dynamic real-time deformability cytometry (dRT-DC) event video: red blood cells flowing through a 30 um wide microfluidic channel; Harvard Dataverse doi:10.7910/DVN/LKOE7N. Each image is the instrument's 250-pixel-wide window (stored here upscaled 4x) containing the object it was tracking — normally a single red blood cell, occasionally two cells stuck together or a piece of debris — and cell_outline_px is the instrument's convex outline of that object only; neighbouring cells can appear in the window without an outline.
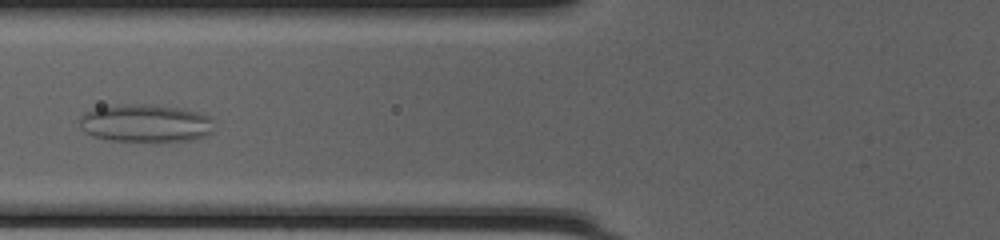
{"species": "common noctule bat (a hibernating species)", "species_latin": "Nyctalus noctula", "temperature_condition": "cold", "stored_images_in_passage": 47, "camera_frame_rate_fps": 3000, "um_per_image_px": 0.085, "animal": {"sex": "female", "body_mass_g": 20.0, "forearm_length_mm": 54.0}, "frame": {"image": 1, "passage_image": 17, "time_ms": 5.333, "image_size_px": [1000, 240], "cell_outline_px": [[216, 132], [208, 136], [196, 140], [108, 140], [92, 136], [84, 132], [80, 128], [80, 116], [84, 112], [96, 108], [128, 104], [148, 104], [176, 108], [196, 112], [212, 116]], "centroid_in_image_um": [12.42, 10.48], "position_along_channel_um": 113.4, "area_um2": 29.71}}
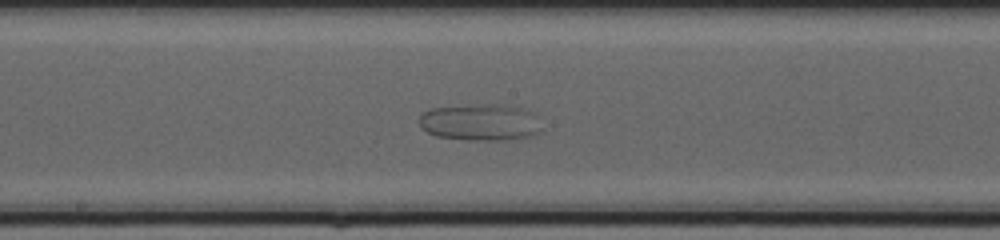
{"frame": {"image": 2, "passage_image": 24, "time_ms": 7.667, "image_size_px": [1000, 240], "cell_outline_px": [[544, 132], [532, 136], [504, 140], [468, 140], [436, 136], [420, 128], [420, 116], [424, 112], [432, 108], [484, 104], [500, 104], [524, 108], [536, 112], [544, 128]], "centroid_in_image_um": [40.94, 10.4], "position_along_channel_um": 207.3, "area_um2": 26.76}}
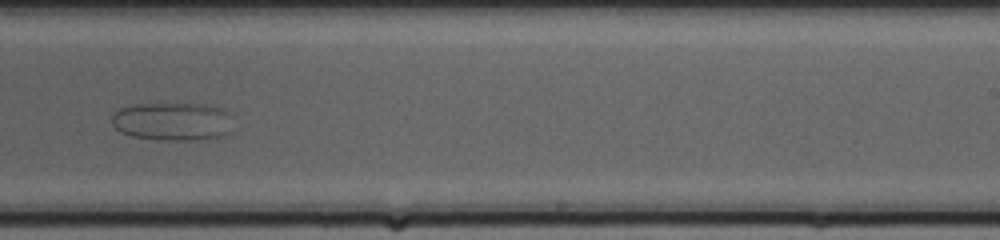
{"frame": {"image": 3, "passage_image": 29, "time_ms": 9.333, "image_size_px": [1000, 240], "cell_outline_px": [[236, 116], [232, 132], [224, 136], [196, 140], [160, 140], [132, 136], [120, 132], [112, 124], [112, 112], [120, 108], [132, 104], [204, 104], [220, 108]], "centroid_in_image_um": [14.74, 10.33], "position_along_channel_um": 274.3, "area_um2": 27.74}}